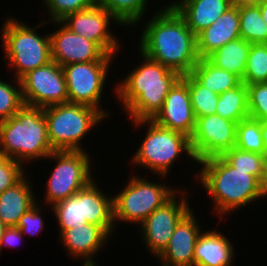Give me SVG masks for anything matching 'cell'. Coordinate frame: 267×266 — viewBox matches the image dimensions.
Here are the masks:
<instances>
[{
	"instance_id": "40",
	"label": "cell",
	"mask_w": 267,
	"mask_h": 266,
	"mask_svg": "<svg viewBox=\"0 0 267 266\" xmlns=\"http://www.w3.org/2000/svg\"><path fill=\"white\" fill-rule=\"evenodd\" d=\"M261 131L264 143V150L267 152V119L261 120Z\"/></svg>"
},
{
	"instance_id": "21",
	"label": "cell",
	"mask_w": 267,
	"mask_h": 266,
	"mask_svg": "<svg viewBox=\"0 0 267 266\" xmlns=\"http://www.w3.org/2000/svg\"><path fill=\"white\" fill-rule=\"evenodd\" d=\"M170 4L196 36L232 6L230 0H175Z\"/></svg>"
},
{
	"instance_id": "20",
	"label": "cell",
	"mask_w": 267,
	"mask_h": 266,
	"mask_svg": "<svg viewBox=\"0 0 267 266\" xmlns=\"http://www.w3.org/2000/svg\"><path fill=\"white\" fill-rule=\"evenodd\" d=\"M220 230L202 231L194 249V266H233L234 245Z\"/></svg>"
},
{
	"instance_id": "33",
	"label": "cell",
	"mask_w": 267,
	"mask_h": 266,
	"mask_svg": "<svg viewBox=\"0 0 267 266\" xmlns=\"http://www.w3.org/2000/svg\"><path fill=\"white\" fill-rule=\"evenodd\" d=\"M267 81V43L251 44L242 82L246 85Z\"/></svg>"
},
{
	"instance_id": "24",
	"label": "cell",
	"mask_w": 267,
	"mask_h": 266,
	"mask_svg": "<svg viewBox=\"0 0 267 266\" xmlns=\"http://www.w3.org/2000/svg\"><path fill=\"white\" fill-rule=\"evenodd\" d=\"M251 43L241 37L212 52L206 59L217 68L224 69L243 80Z\"/></svg>"
},
{
	"instance_id": "39",
	"label": "cell",
	"mask_w": 267,
	"mask_h": 266,
	"mask_svg": "<svg viewBox=\"0 0 267 266\" xmlns=\"http://www.w3.org/2000/svg\"><path fill=\"white\" fill-rule=\"evenodd\" d=\"M24 235L16 226L7 227L0 243V253L4 247L16 248L22 243Z\"/></svg>"
},
{
	"instance_id": "26",
	"label": "cell",
	"mask_w": 267,
	"mask_h": 266,
	"mask_svg": "<svg viewBox=\"0 0 267 266\" xmlns=\"http://www.w3.org/2000/svg\"><path fill=\"white\" fill-rule=\"evenodd\" d=\"M216 114L237 123L248 118L247 85L241 82L237 87L219 94Z\"/></svg>"
},
{
	"instance_id": "10",
	"label": "cell",
	"mask_w": 267,
	"mask_h": 266,
	"mask_svg": "<svg viewBox=\"0 0 267 266\" xmlns=\"http://www.w3.org/2000/svg\"><path fill=\"white\" fill-rule=\"evenodd\" d=\"M112 61H92L62 66L67 85L68 102L99 110L106 118L110 110L102 109L101 99ZM101 107V108H100ZM106 110V111H105Z\"/></svg>"
},
{
	"instance_id": "11",
	"label": "cell",
	"mask_w": 267,
	"mask_h": 266,
	"mask_svg": "<svg viewBox=\"0 0 267 266\" xmlns=\"http://www.w3.org/2000/svg\"><path fill=\"white\" fill-rule=\"evenodd\" d=\"M184 189L179 188L178 194L154 210L139 225L141 240L154 257H158L167 247L177 224L193 208L187 197L188 191Z\"/></svg>"
},
{
	"instance_id": "43",
	"label": "cell",
	"mask_w": 267,
	"mask_h": 266,
	"mask_svg": "<svg viewBox=\"0 0 267 266\" xmlns=\"http://www.w3.org/2000/svg\"><path fill=\"white\" fill-rule=\"evenodd\" d=\"M7 226L0 220V243Z\"/></svg>"
},
{
	"instance_id": "30",
	"label": "cell",
	"mask_w": 267,
	"mask_h": 266,
	"mask_svg": "<svg viewBox=\"0 0 267 266\" xmlns=\"http://www.w3.org/2000/svg\"><path fill=\"white\" fill-rule=\"evenodd\" d=\"M240 37L251 44L267 43V24L258 4L239 7Z\"/></svg>"
},
{
	"instance_id": "34",
	"label": "cell",
	"mask_w": 267,
	"mask_h": 266,
	"mask_svg": "<svg viewBox=\"0 0 267 266\" xmlns=\"http://www.w3.org/2000/svg\"><path fill=\"white\" fill-rule=\"evenodd\" d=\"M12 82L0 79V122L14 116L25 105L20 80L15 78Z\"/></svg>"
},
{
	"instance_id": "25",
	"label": "cell",
	"mask_w": 267,
	"mask_h": 266,
	"mask_svg": "<svg viewBox=\"0 0 267 266\" xmlns=\"http://www.w3.org/2000/svg\"><path fill=\"white\" fill-rule=\"evenodd\" d=\"M190 75L200 85L217 94L233 89L242 82L234 74L211 64L206 58L198 61Z\"/></svg>"
},
{
	"instance_id": "29",
	"label": "cell",
	"mask_w": 267,
	"mask_h": 266,
	"mask_svg": "<svg viewBox=\"0 0 267 266\" xmlns=\"http://www.w3.org/2000/svg\"><path fill=\"white\" fill-rule=\"evenodd\" d=\"M149 0H97V4L106 8L122 27L139 25L146 14Z\"/></svg>"
},
{
	"instance_id": "1",
	"label": "cell",
	"mask_w": 267,
	"mask_h": 266,
	"mask_svg": "<svg viewBox=\"0 0 267 266\" xmlns=\"http://www.w3.org/2000/svg\"><path fill=\"white\" fill-rule=\"evenodd\" d=\"M152 15L142 28L138 51L181 76L190 74L201 59L197 36L171 4Z\"/></svg>"
},
{
	"instance_id": "4",
	"label": "cell",
	"mask_w": 267,
	"mask_h": 266,
	"mask_svg": "<svg viewBox=\"0 0 267 266\" xmlns=\"http://www.w3.org/2000/svg\"><path fill=\"white\" fill-rule=\"evenodd\" d=\"M42 107L24 105L0 122V152L22 163L46 159L52 152Z\"/></svg>"
},
{
	"instance_id": "12",
	"label": "cell",
	"mask_w": 267,
	"mask_h": 266,
	"mask_svg": "<svg viewBox=\"0 0 267 266\" xmlns=\"http://www.w3.org/2000/svg\"><path fill=\"white\" fill-rule=\"evenodd\" d=\"M20 83L25 105L44 108L68 102L65 75L55 61L25 74Z\"/></svg>"
},
{
	"instance_id": "36",
	"label": "cell",
	"mask_w": 267,
	"mask_h": 266,
	"mask_svg": "<svg viewBox=\"0 0 267 266\" xmlns=\"http://www.w3.org/2000/svg\"><path fill=\"white\" fill-rule=\"evenodd\" d=\"M249 117L255 120L267 119V84L247 85Z\"/></svg>"
},
{
	"instance_id": "5",
	"label": "cell",
	"mask_w": 267,
	"mask_h": 266,
	"mask_svg": "<svg viewBox=\"0 0 267 266\" xmlns=\"http://www.w3.org/2000/svg\"><path fill=\"white\" fill-rule=\"evenodd\" d=\"M41 21L39 25L29 27L22 20H18L13 16L6 18L0 38L3 57L14 72L13 78L20 80L25 74L36 68L47 65L52 61L50 34L39 35L36 30L48 24L46 19Z\"/></svg>"
},
{
	"instance_id": "16",
	"label": "cell",
	"mask_w": 267,
	"mask_h": 266,
	"mask_svg": "<svg viewBox=\"0 0 267 266\" xmlns=\"http://www.w3.org/2000/svg\"><path fill=\"white\" fill-rule=\"evenodd\" d=\"M157 125L192 137L196 116L187 82L181 77L168 92L162 109L152 119Z\"/></svg>"
},
{
	"instance_id": "18",
	"label": "cell",
	"mask_w": 267,
	"mask_h": 266,
	"mask_svg": "<svg viewBox=\"0 0 267 266\" xmlns=\"http://www.w3.org/2000/svg\"><path fill=\"white\" fill-rule=\"evenodd\" d=\"M111 237L103 227L87 223L64 230L59 235V241L72 259H83L82 266H98L94 255L102 251Z\"/></svg>"
},
{
	"instance_id": "19",
	"label": "cell",
	"mask_w": 267,
	"mask_h": 266,
	"mask_svg": "<svg viewBox=\"0 0 267 266\" xmlns=\"http://www.w3.org/2000/svg\"><path fill=\"white\" fill-rule=\"evenodd\" d=\"M240 38L239 7L231 6L213 24L197 35L200 58H206L216 49Z\"/></svg>"
},
{
	"instance_id": "41",
	"label": "cell",
	"mask_w": 267,
	"mask_h": 266,
	"mask_svg": "<svg viewBox=\"0 0 267 266\" xmlns=\"http://www.w3.org/2000/svg\"><path fill=\"white\" fill-rule=\"evenodd\" d=\"M231 5L240 7L245 5L257 4L258 0H230Z\"/></svg>"
},
{
	"instance_id": "17",
	"label": "cell",
	"mask_w": 267,
	"mask_h": 266,
	"mask_svg": "<svg viewBox=\"0 0 267 266\" xmlns=\"http://www.w3.org/2000/svg\"><path fill=\"white\" fill-rule=\"evenodd\" d=\"M191 209L177 224L167 247L156 258L161 266H194V249L202 227Z\"/></svg>"
},
{
	"instance_id": "32",
	"label": "cell",
	"mask_w": 267,
	"mask_h": 266,
	"mask_svg": "<svg viewBox=\"0 0 267 266\" xmlns=\"http://www.w3.org/2000/svg\"><path fill=\"white\" fill-rule=\"evenodd\" d=\"M182 78L188 84L190 100L196 119L216 114L219 94L200 85L190 74L182 75Z\"/></svg>"
},
{
	"instance_id": "6",
	"label": "cell",
	"mask_w": 267,
	"mask_h": 266,
	"mask_svg": "<svg viewBox=\"0 0 267 266\" xmlns=\"http://www.w3.org/2000/svg\"><path fill=\"white\" fill-rule=\"evenodd\" d=\"M133 127H146L143 141L131 158L133 167H143L160 178L167 177L180 155L185 153L197 163L191 148V139L179 132L157 125L153 120L132 121ZM139 126V127H138Z\"/></svg>"
},
{
	"instance_id": "42",
	"label": "cell",
	"mask_w": 267,
	"mask_h": 266,
	"mask_svg": "<svg viewBox=\"0 0 267 266\" xmlns=\"http://www.w3.org/2000/svg\"><path fill=\"white\" fill-rule=\"evenodd\" d=\"M260 7L262 20L267 24V2L257 3Z\"/></svg>"
},
{
	"instance_id": "35",
	"label": "cell",
	"mask_w": 267,
	"mask_h": 266,
	"mask_svg": "<svg viewBox=\"0 0 267 266\" xmlns=\"http://www.w3.org/2000/svg\"><path fill=\"white\" fill-rule=\"evenodd\" d=\"M48 10L47 22L61 21L66 15L75 13L97 4V0H40ZM45 5V6H44Z\"/></svg>"
},
{
	"instance_id": "44",
	"label": "cell",
	"mask_w": 267,
	"mask_h": 266,
	"mask_svg": "<svg viewBox=\"0 0 267 266\" xmlns=\"http://www.w3.org/2000/svg\"><path fill=\"white\" fill-rule=\"evenodd\" d=\"M267 2V0H258V3Z\"/></svg>"
},
{
	"instance_id": "3",
	"label": "cell",
	"mask_w": 267,
	"mask_h": 266,
	"mask_svg": "<svg viewBox=\"0 0 267 266\" xmlns=\"http://www.w3.org/2000/svg\"><path fill=\"white\" fill-rule=\"evenodd\" d=\"M197 164L199 172L194 173L197 182L213 200L214 214L220 220L230 212L267 198V188L254 175L249 171L236 170L221 156L210 157Z\"/></svg>"
},
{
	"instance_id": "9",
	"label": "cell",
	"mask_w": 267,
	"mask_h": 266,
	"mask_svg": "<svg viewBox=\"0 0 267 266\" xmlns=\"http://www.w3.org/2000/svg\"><path fill=\"white\" fill-rule=\"evenodd\" d=\"M55 163L47 179L43 205L48 207L75 195L94 178L87 151H53L46 160ZM45 202V204H44Z\"/></svg>"
},
{
	"instance_id": "31",
	"label": "cell",
	"mask_w": 267,
	"mask_h": 266,
	"mask_svg": "<svg viewBox=\"0 0 267 266\" xmlns=\"http://www.w3.org/2000/svg\"><path fill=\"white\" fill-rule=\"evenodd\" d=\"M235 147L242 151L267 155L264 150L260 120L248 117L237 124Z\"/></svg>"
},
{
	"instance_id": "27",
	"label": "cell",
	"mask_w": 267,
	"mask_h": 266,
	"mask_svg": "<svg viewBox=\"0 0 267 266\" xmlns=\"http://www.w3.org/2000/svg\"><path fill=\"white\" fill-rule=\"evenodd\" d=\"M50 208L57 219L58 235L64 230L88 223L84 217L83 189L79 190L75 195L53 204Z\"/></svg>"
},
{
	"instance_id": "15",
	"label": "cell",
	"mask_w": 267,
	"mask_h": 266,
	"mask_svg": "<svg viewBox=\"0 0 267 266\" xmlns=\"http://www.w3.org/2000/svg\"><path fill=\"white\" fill-rule=\"evenodd\" d=\"M59 26L50 34L52 61L61 67L73 63L92 61H113L116 56L108 55L98 44L85 39L68 29L61 21H53ZM113 59V60H112Z\"/></svg>"
},
{
	"instance_id": "7",
	"label": "cell",
	"mask_w": 267,
	"mask_h": 266,
	"mask_svg": "<svg viewBox=\"0 0 267 266\" xmlns=\"http://www.w3.org/2000/svg\"><path fill=\"white\" fill-rule=\"evenodd\" d=\"M43 113L54 151H86L82 140L106 119L93 107L70 102L44 107Z\"/></svg>"
},
{
	"instance_id": "28",
	"label": "cell",
	"mask_w": 267,
	"mask_h": 266,
	"mask_svg": "<svg viewBox=\"0 0 267 266\" xmlns=\"http://www.w3.org/2000/svg\"><path fill=\"white\" fill-rule=\"evenodd\" d=\"M221 157L236 170L249 171V174L254 175L267 188V155L233 147Z\"/></svg>"
},
{
	"instance_id": "38",
	"label": "cell",
	"mask_w": 267,
	"mask_h": 266,
	"mask_svg": "<svg viewBox=\"0 0 267 266\" xmlns=\"http://www.w3.org/2000/svg\"><path fill=\"white\" fill-rule=\"evenodd\" d=\"M40 205V206H39ZM42 204L39 201L27 210L20 218L16 225L23 235H41L43 230H45V222L42 215ZM42 231V232H41Z\"/></svg>"
},
{
	"instance_id": "14",
	"label": "cell",
	"mask_w": 267,
	"mask_h": 266,
	"mask_svg": "<svg viewBox=\"0 0 267 266\" xmlns=\"http://www.w3.org/2000/svg\"><path fill=\"white\" fill-rule=\"evenodd\" d=\"M112 20V21H111ZM61 22L76 34L98 44L108 55L116 56L120 50L116 34L111 33V23L119 21L104 7H93L66 15Z\"/></svg>"
},
{
	"instance_id": "8",
	"label": "cell",
	"mask_w": 267,
	"mask_h": 266,
	"mask_svg": "<svg viewBox=\"0 0 267 266\" xmlns=\"http://www.w3.org/2000/svg\"><path fill=\"white\" fill-rule=\"evenodd\" d=\"M126 186L113 195V218L115 226L119 222L140 225L154 210L169 201L177 190L163 182H154L136 172L130 176Z\"/></svg>"
},
{
	"instance_id": "37",
	"label": "cell",
	"mask_w": 267,
	"mask_h": 266,
	"mask_svg": "<svg viewBox=\"0 0 267 266\" xmlns=\"http://www.w3.org/2000/svg\"><path fill=\"white\" fill-rule=\"evenodd\" d=\"M22 163L0 152V193L16 184L28 171Z\"/></svg>"
},
{
	"instance_id": "2",
	"label": "cell",
	"mask_w": 267,
	"mask_h": 266,
	"mask_svg": "<svg viewBox=\"0 0 267 266\" xmlns=\"http://www.w3.org/2000/svg\"><path fill=\"white\" fill-rule=\"evenodd\" d=\"M138 53L143 61L114 87L118 102L129 114L130 122L152 120L162 109L170 89L182 77L177 71L170 70L140 51Z\"/></svg>"
},
{
	"instance_id": "13",
	"label": "cell",
	"mask_w": 267,
	"mask_h": 266,
	"mask_svg": "<svg viewBox=\"0 0 267 266\" xmlns=\"http://www.w3.org/2000/svg\"><path fill=\"white\" fill-rule=\"evenodd\" d=\"M237 124L217 114L198 117L190 138L197 163L210 157L221 156L235 147Z\"/></svg>"
},
{
	"instance_id": "23",
	"label": "cell",
	"mask_w": 267,
	"mask_h": 266,
	"mask_svg": "<svg viewBox=\"0 0 267 266\" xmlns=\"http://www.w3.org/2000/svg\"><path fill=\"white\" fill-rule=\"evenodd\" d=\"M83 210L88 223L103 227L111 236L115 234L113 195L101 190L96 179L83 188Z\"/></svg>"
},
{
	"instance_id": "22",
	"label": "cell",
	"mask_w": 267,
	"mask_h": 266,
	"mask_svg": "<svg viewBox=\"0 0 267 266\" xmlns=\"http://www.w3.org/2000/svg\"><path fill=\"white\" fill-rule=\"evenodd\" d=\"M27 173L13 186L0 193V220L7 226H16L19 218L37 203ZM34 192V193H33Z\"/></svg>"
}]
</instances>
